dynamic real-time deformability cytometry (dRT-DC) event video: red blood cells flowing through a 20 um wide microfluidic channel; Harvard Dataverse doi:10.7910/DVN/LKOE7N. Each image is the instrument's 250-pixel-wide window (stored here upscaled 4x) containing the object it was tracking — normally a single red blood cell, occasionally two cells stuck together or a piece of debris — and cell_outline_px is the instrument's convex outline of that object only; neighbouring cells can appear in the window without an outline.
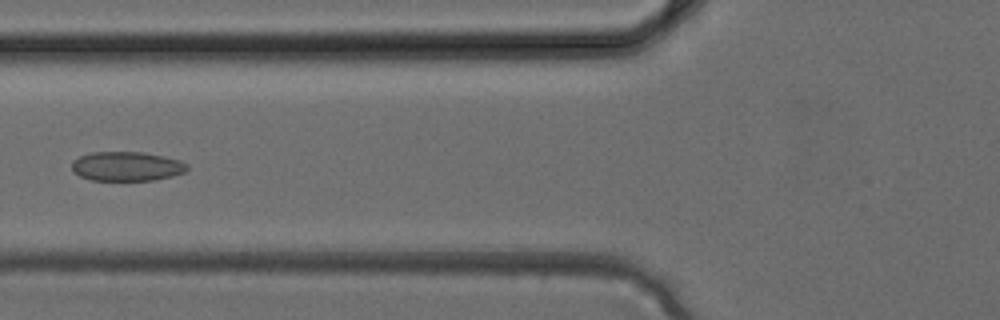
{"species": "common noctule bat (a hibernating species)", "species_latin": "Nyctalus noctula", "temperature_condition": "cold", "stored_images_in_passage": 3, "camera_frame_rate_fps": 3000, "um_per_image_px": 0.085, "animal": {"sex": "female", "body_mass_g": 24.6, "forearm_length_mm": 56.2}, "frame": {"image": 1, "passage_image": 3, "time_ms": 0.667, "image_size_px": [1000, 320], "cell_outline_px": [[188, 168], [184, 172], [172, 176], [156, 180], [92, 180], [80, 176], [72, 172], [72, 164], [80, 156], [92, 152], [144, 152], [180, 160], [188, 164]], "centroid_in_image_um": [10.79, 14.14], "position_along_channel_um": 115.0, "area_um2": 19.65}}